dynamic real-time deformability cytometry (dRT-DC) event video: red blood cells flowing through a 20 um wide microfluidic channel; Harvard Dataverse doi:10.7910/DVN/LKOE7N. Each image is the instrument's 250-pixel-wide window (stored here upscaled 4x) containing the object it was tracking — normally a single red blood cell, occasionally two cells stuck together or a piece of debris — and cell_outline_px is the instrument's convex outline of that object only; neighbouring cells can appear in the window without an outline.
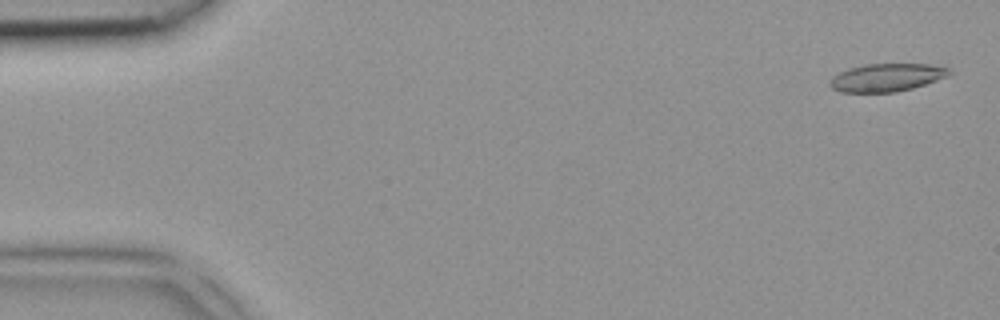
{"species": "common noctule bat (a hibernating species)", "species_latin": "Nyctalus noctula", "temperature_condition": "room temperature", "stored_images_in_passage": 4, "camera_frame_rate_fps": 3000, "um_per_image_px": 0.085, "animal": {"sex": "female", "body_mass_g": 18.4}, "frame": {"image": 1, "passage_image": 1, "time_ms": 0.0, "image_size_px": [1000, 320], "cell_outline_px": [[952, 72], [948, 76], [912, 88], [896, 92], [840, 92], [832, 88], [828, 84], [832, 76], [848, 68], [864, 64], [928, 64], [948, 68]], "centroid_in_image_um": [75.33, 6.58], "position_along_channel_um": 9.7, "area_um2": 19.36}}
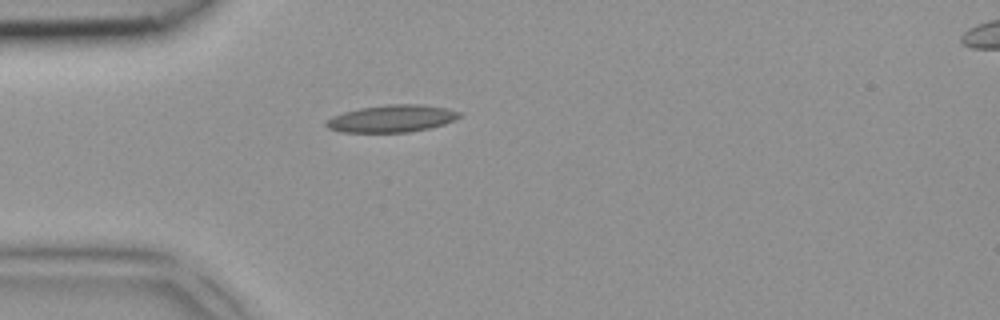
{"frame": {"image": 2, "passage_image": 4, "time_ms": 1.0, "image_size_px": [1000, 320], "cell_outline_px": [[460, 116], [444, 124], [428, 128], [408, 132], [340, 132], [328, 128], [324, 124], [324, 120], [332, 116], [344, 112], [360, 108], [388, 104], [420, 104], [448, 108], [460, 112]], "centroid_in_image_um": [33.25, 10.07], "position_along_channel_um": 51.7, "area_um2": 21.1}}